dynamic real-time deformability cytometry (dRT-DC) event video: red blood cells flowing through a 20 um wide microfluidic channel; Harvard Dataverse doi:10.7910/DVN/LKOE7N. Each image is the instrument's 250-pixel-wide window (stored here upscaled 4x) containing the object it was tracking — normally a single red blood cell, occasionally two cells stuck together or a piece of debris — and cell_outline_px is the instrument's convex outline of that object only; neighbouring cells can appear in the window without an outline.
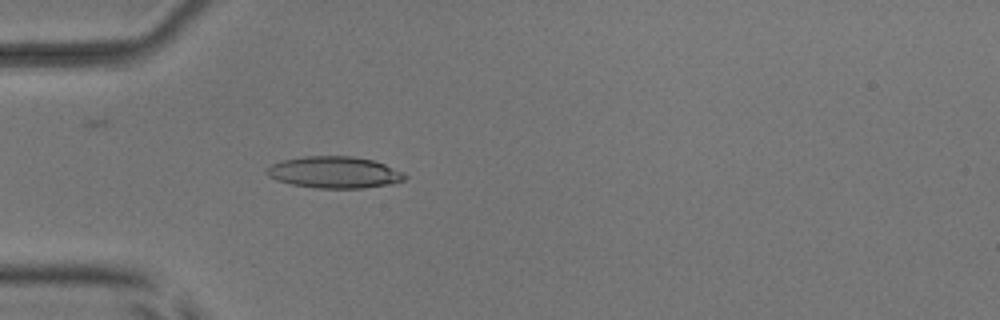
{"species": "common noctule bat (a hibernating species)", "species_latin": "Nyctalus noctula", "temperature_condition": "room temperature", "stored_images_in_passage": 53, "camera_frame_rate_fps": 3000, "um_per_image_px": 0.085, "animal": {"sex": "male", "body_mass_g": 17.9, "forearm_length_mm": 54.2}, "frame": {"image": 1, "passage_image": 16, "time_ms": 5.0, "image_size_px": [1000, 320], "cell_outline_px": [[408, 176], [404, 180], [396, 184], [364, 188], [316, 188], [292, 184], [276, 180], [268, 176], [264, 172], [264, 168], [272, 164], [284, 160], [304, 156], [352, 156], [372, 160], [384, 164], [404, 172]], "centroid_in_image_um": [28.44, 14.65], "position_along_channel_um": 56.6, "area_um2": 25.72}}
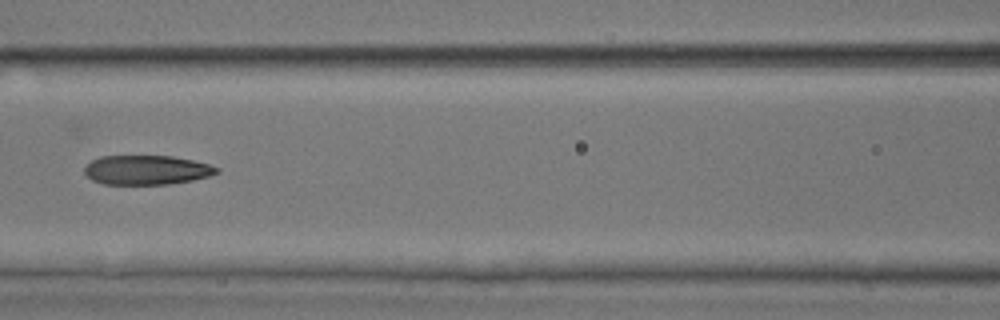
{"frame": {"image": 2, "passage_image": 24, "time_ms": 7.667, "image_size_px": [1000, 320], "cell_outline_px": [[220, 172], [208, 176], [192, 180], [168, 184], [104, 184], [92, 180], [84, 172], [84, 168], [92, 160], [100, 156], [172, 156], [192, 160], [208, 164], [220, 168]], "centroid_in_image_um": [12.47, 14.44], "position_along_channel_um": 154.1, "area_um2": 22.54}}
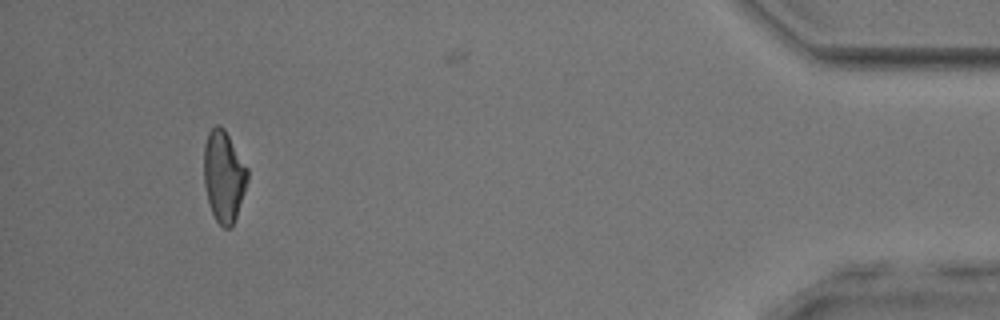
{"frame": {"image": 3, "passage_image": 49, "time_ms": 16.0, "image_size_px": [1000, 320], "cell_outline_px": [[248, 180], [236, 216], [232, 224], [228, 228], [224, 228], [216, 220], [212, 212], [208, 200], [204, 184], [204, 144], [208, 132], [216, 124], [220, 124], [224, 128], [248, 168]], "centroid_in_image_um": [19.01, 14.94], "position_along_channel_um": 416.2, "area_um2": 23.06}, "authors_computed_cell_mechanics": {"area_um2": 23.6402, "velocity_mm_per_s": 3.9401, "shape_relaxation_time_tau1_ms": 9.4611, "shape_relaxation_time_tau2_ms": 3.7836, "deformation_change_tau1": 0.2559, "deformation_change_tau2": 0.1306}}